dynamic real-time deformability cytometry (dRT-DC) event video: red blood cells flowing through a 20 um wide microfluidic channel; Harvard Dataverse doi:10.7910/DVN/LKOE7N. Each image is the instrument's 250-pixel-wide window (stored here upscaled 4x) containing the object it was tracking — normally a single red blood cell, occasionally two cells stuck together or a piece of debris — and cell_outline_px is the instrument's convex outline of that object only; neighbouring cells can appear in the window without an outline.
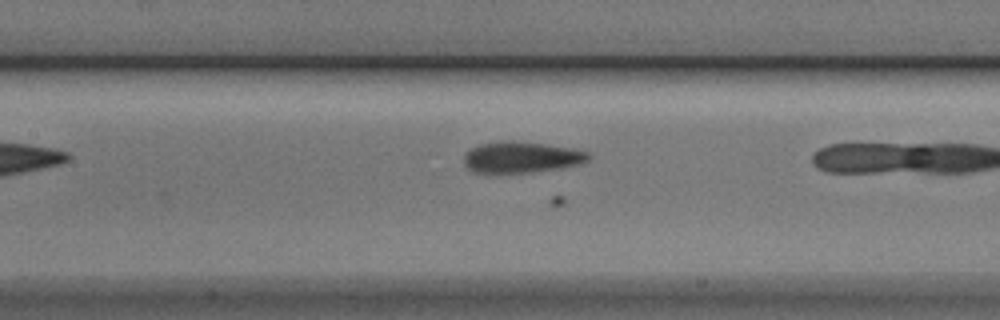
{"species": "Egyptian fruit bat (a non-hibernating species)", "species_latin": "Rousettus aegyptiacus", "temperature_condition": "cold", "stored_images_in_passage": 16, "camera_frame_rate_fps": 3000, "um_per_image_px": 0.085, "animal": {"sex": "male"}, "frame": {"image": 1, "passage_image": 11, "time_ms": 3.333, "image_size_px": [1000, 320], "cell_outline_px": [[592, 156], [588, 160], [576, 164], [560, 168], [532, 172], [484, 176], [472, 172], [464, 164], [464, 156], [472, 148], [480, 144], [504, 140], [512, 140], [544, 144], [572, 148], [588, 152]], "centroid_in_image_um": [44.24, 13.4], "position_along_channel_um": 163.2, "area_um2": 23.24}}